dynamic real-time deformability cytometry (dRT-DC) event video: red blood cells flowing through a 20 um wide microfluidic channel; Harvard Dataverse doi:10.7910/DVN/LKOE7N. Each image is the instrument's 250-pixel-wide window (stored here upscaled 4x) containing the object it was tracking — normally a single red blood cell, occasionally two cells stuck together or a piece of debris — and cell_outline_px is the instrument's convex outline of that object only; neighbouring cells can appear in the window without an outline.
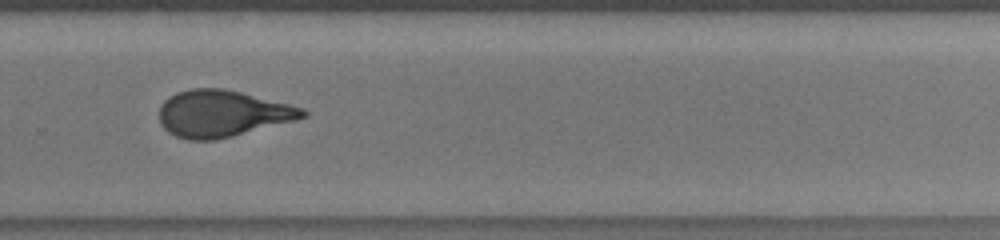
{"species": "human", "species_latin": "Homo sapiens", "temperature_condition": "room temperature", "stored_images_in_passage": 55, "camera_frame_rate_fps": 3000, "um_per_image_px": 0.085, "donor": {"sex": "male"}, "frame": {"image": 1, "passage_image": 37, "time_ms": 14.333, "image_size_px": [1000, 240], "cell_outline_px": [[308, 116], [296, 120], [216, 140], [188, 140], [176, 136], [168, 132], [160, 124], [160, 104], [164, 100], [176, 92], [192, 88], [224, 88], [304, 108], [308, 112]], "centroid_in_image_um": [18.88, 9.65], "position_along_channel_um": 310.9, "area_um2": 38.96}, "authors_computed_cell_mechanics": {"area_um2": 38.437, "velocity_mm_per_s": 3.896, "shape_relaxation_time_tau1_ms": 5.0177, "shape_relaxation_time_tau2_ms": 1.1966, "deformation_change_tau1": 0.2124, "deformation_change_tau2": 0.0911}}